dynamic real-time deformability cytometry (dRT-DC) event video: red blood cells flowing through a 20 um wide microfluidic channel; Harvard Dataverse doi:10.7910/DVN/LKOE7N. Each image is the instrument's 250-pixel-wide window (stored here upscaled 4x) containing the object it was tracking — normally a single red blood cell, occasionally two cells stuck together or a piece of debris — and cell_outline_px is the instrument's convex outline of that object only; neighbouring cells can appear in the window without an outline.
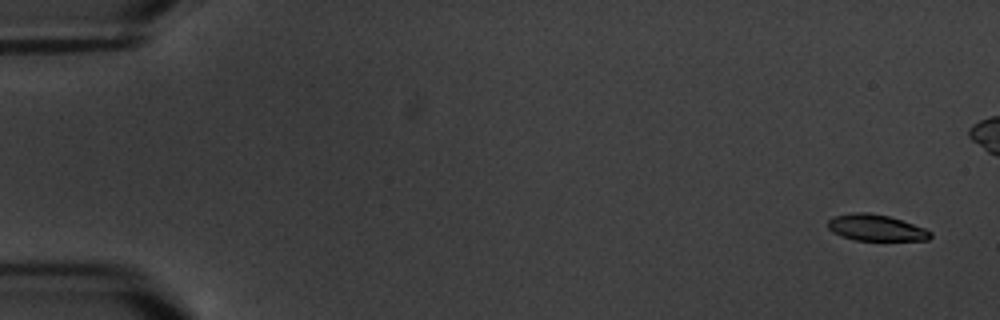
{"species": "common noctule bat (a hibernating species)", "species_latin": "Nyctalus noctula", "temperature_condition": "warm", "stored_images_in_passage": 6, "camera_frame_rate_fps": 3000, "um_per_image_px": 0.085, "animal": {"sex": "male", "body_mass_g": 20.1, "forearm_length_mm": 53.5}, "frame": {"image": 1, "passage_image": 1, "time_ms": 0.0, "image_size_px": [1000, 320], "cell_outline_px": [[932, 236], [928, 240], [856, 240], [840, 236], [832, 232], [828, 228], [828, 220], [836, 216], [856, 212], [868, 212], [888, 216], [924, 228], [932, 232]], "centroid_in_image_um": [74.45, 19.36], "position_along_channel_um": 10.6, "area_um2": 15.55}}